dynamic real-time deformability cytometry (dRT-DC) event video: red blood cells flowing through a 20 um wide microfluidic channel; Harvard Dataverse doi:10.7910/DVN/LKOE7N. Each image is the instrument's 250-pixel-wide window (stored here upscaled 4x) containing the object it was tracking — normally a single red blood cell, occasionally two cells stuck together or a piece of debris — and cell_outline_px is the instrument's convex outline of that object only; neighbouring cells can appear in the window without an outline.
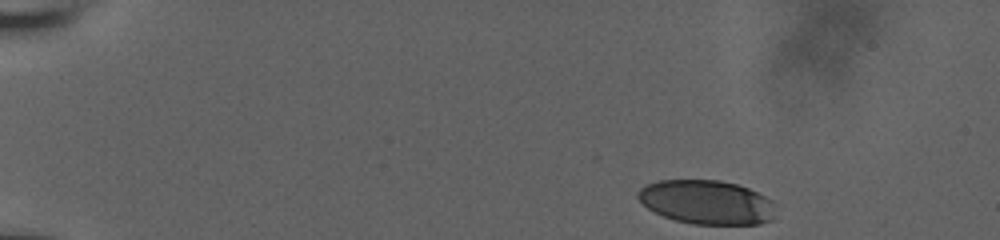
{"species": "human", "species_latin": "Homo sapiens", "temperature_condition": "room temperature", "stored_images_in_passage": 42, "camera_frame_rate_fps": 3000, "um_per_image_px": 0.085, "donor": {"sex": "male"}, "frame": {"image": 1, "passage_image": 1, "time_ms": 0.0, "image_size_px": [1000, 240], "cell_outline_px": [[772, 220], [760, 224], [692, 224], [676, 220], [664, 216], [648, 208], [636, 196], [636, 192], [644, 184], [660, 180], [720, 180], [736, 184], [748, 188], [772, 200]], "centroid_in_image_um": [60.02, 17.18], "position_along_channel_um": 25.0, "area_um2": 35.14}}
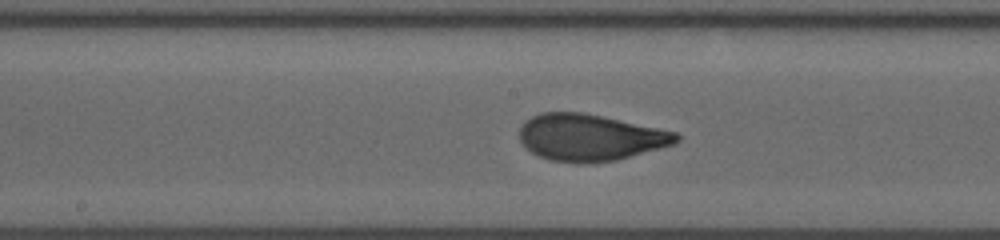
{"frame": {"image": 2, "passage_image": 24, "time_ms": 7.667, "image_size_px": [1000, 240], "cell_outline_px": [[680, 140], [672, 144], [660, 148], [616, 160], [588, 164], [576, 164], [548, 160], [524, 148], [520, 140], [520, 128], [524, 120], [540, 112], [584, 112], [676, 132], [680, 136]], "centroid_in_image_um": [50.11, 11.69], "position_along_channel_um": 198.1, "area_um2": 42.89}}
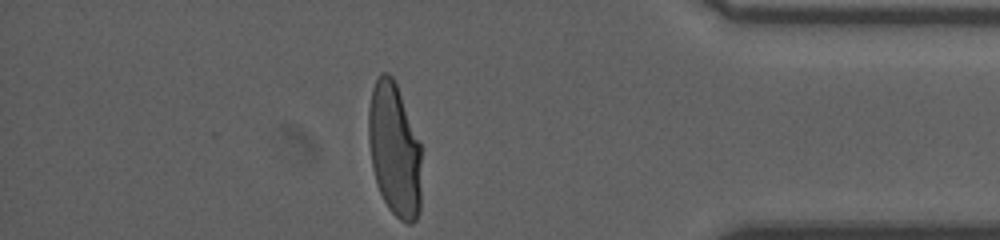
{"frame": {"image": 3, "passage_image": 42, "time_ms": 13.667, "image_size_px": [1000, 240], "cell_outline_px": [[420, 212], [416, 220], [412, 224], [408, 224], [400, 220], [388, 208], [376, 184], [372, 168], [368, 140], [368, 108], [372, 88], [376, 76], [380, 72], [388, 72], [392, 76], [396, 84], [420, 144]], "centroid_in_image_um": [33.5, 12.73], "position_along_channel_um": 401.7, "area_um2": 41.33}, "authors_computed_cell_mechanics": {"area_um2": 41.3559, "velocity_mm_per_s": 3.8437, "shape_relaxation_time_tau1_ms": 4.244, "shape_relaxation_time_tau2_ms": null, "deformation_change_tau1": 0.2015, "deformation_change_tau2": null}}